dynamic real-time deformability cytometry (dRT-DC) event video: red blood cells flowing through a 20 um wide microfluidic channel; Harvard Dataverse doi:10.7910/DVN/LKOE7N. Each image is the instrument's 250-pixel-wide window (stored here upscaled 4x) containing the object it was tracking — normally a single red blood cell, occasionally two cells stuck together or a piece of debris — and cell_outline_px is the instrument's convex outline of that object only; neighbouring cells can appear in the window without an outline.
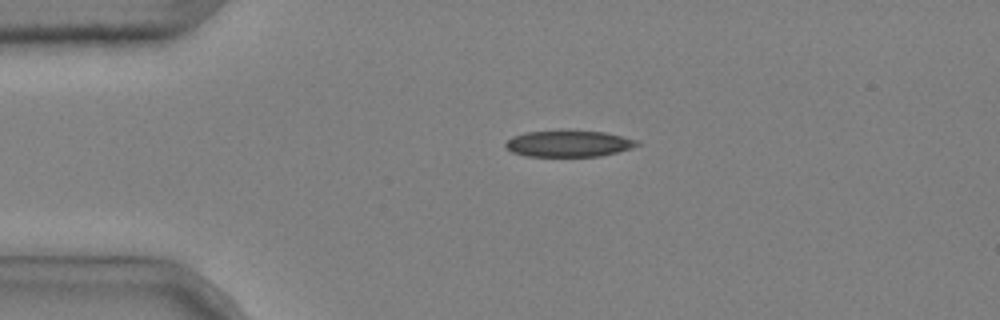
{"species": "common noctule bat (a hibernating species)", "species_latin": "Nyctalus noctula", "temperature_condition": "cold", "stored_images_in_passage": 4, "camera_frame_rate_fps": 3000, "um_per_image_px": 0.085, "animal": {"sex": "male", "body_mass_g": 20.4}, "frame": {"image": 1, "passage_image": 3, "time_ms": 0.667, "image_size_px": [1000, 320], "cell_outline_px": [[640, 144], [632, 148], [600, 156], [524, 156], [512, 152], [504, 144], [512, 136], [524, 132], [604, 132], [640, 140]], "centroid_in_image_um": [48.35, 12.23], "position_along_channel_um": 36.6, "area_um2": 19.77}}